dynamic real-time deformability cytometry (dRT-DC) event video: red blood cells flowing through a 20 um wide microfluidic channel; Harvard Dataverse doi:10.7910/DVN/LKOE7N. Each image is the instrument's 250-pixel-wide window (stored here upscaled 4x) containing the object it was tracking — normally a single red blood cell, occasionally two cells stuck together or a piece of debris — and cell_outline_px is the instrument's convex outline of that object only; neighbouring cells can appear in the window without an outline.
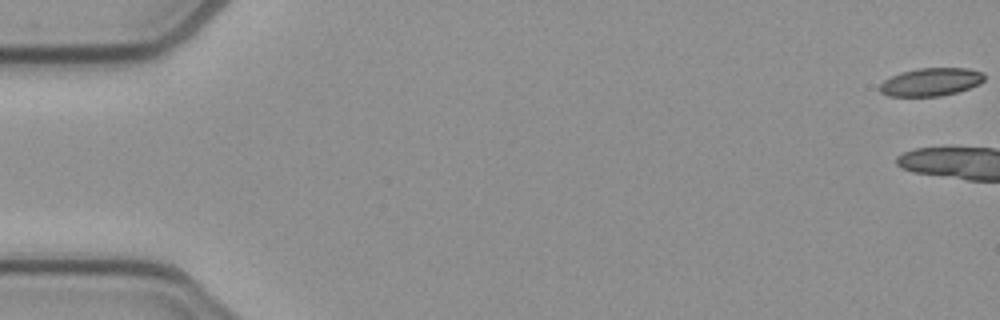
{"species": "common noctule bat (a hibernating species)", "species_latin": "Nyctalus noctula", "temperature_condition": "cold", "stored_images_in_passage": 5, "camera_frame_rate_fps": 3000, "um_per_image_px": 0.085, "animal": {"sex": "female", "body_mass_g": 21.9}, "frame": {"image": 1, "passage_image": 1, "time_ms": 0.0, "image_size_px": [1000, 320], "cell_outline_px": [[984, 80], [980, 84], [956, 92], [940, 96], [888, 96], [880, 92], [880, 84], [884, 80], [900, 72], [920, 68], [968, 68], [984, 72]], "centroid_in_image_um": [79.14, 6.96], "position_along_channel_um": 5.9, "area_um2": 17.05}}